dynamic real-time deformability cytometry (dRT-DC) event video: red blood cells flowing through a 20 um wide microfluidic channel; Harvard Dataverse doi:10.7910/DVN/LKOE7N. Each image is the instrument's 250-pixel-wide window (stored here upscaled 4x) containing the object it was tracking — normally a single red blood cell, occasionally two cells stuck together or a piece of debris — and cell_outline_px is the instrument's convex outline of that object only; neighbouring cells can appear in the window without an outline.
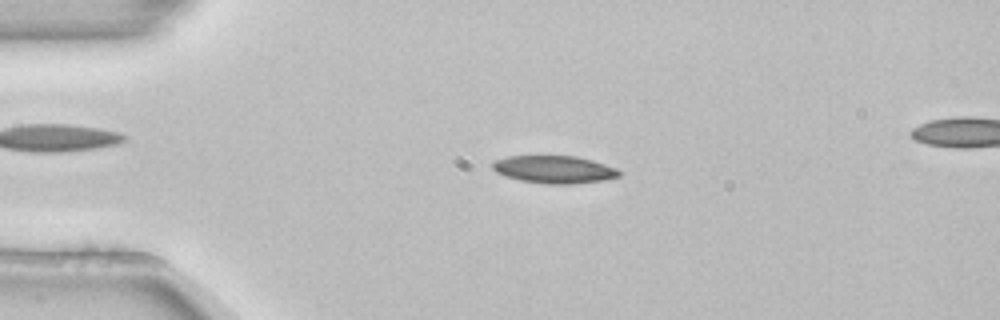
{"species": "common noctule bat (a hibernating species)", "species_latin": "Nyctalus noctula", "temperature_condition": "room temperature", "stored_images_in_passage": 54, "segment_of_instrument_passage": [1, 2], "camera_frame_rate_fps": 3000, "um_per_image_px": 0.085, "animal": {"sex": "female", "body_mass_g": 22.7, "forearm_length_mm": 54.2}, "frame": {"image": 1, "passage_image": 12, "time_ms": 3.667, "image_size_px": [1000, 320], "cell_outline_px": [[620, 176], [604, 180], [572, 184], [548, 184], [520, 180], [496, 172], [492, 168], [492, 164], [496, 160], [508, 156], [576, 156], [592, 160], [616, 168], [620, 172]], "centroid_in_image_um": [47.12, 14.4], "position_along_channel_um": 37.9, "area_um2": 20.17}}
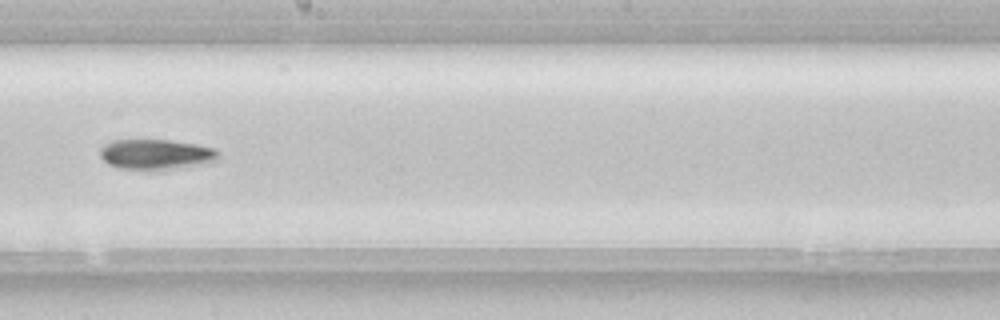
{"frame": {"image": 2, "passage_image": 30, "time_ms": 9.667, "image_size_px": [1000, 320], "cell_outline_px": [[220, 156], [216, 160], [204, 164], [180, 168], [120, 168], [108, 164], [100, 156], [100, 148], [104, 144], [112, 140], [168, 140], [196, 144], [216, 148], [220, 152]], "centroid_in_image_um": [13.3, 13.09], "position_along_channel_um": 234.9, "area_um2": 20.63}}
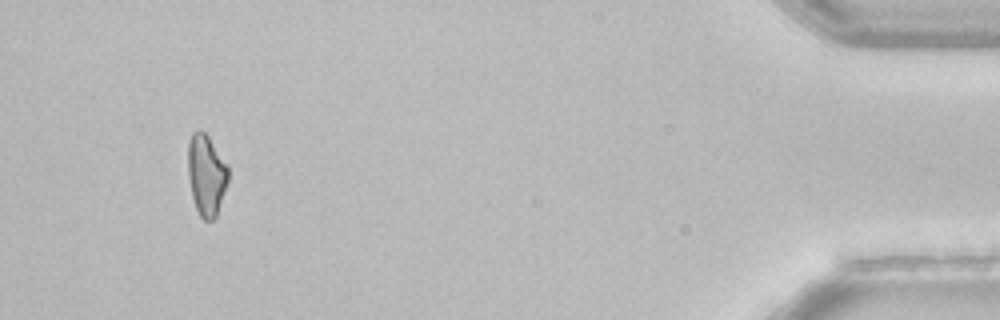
{"frame": {"image": 3, "passage_image": 50, "time_ms": 16.333, "image_size_px": [1000, 320], "cell_outline_px": [[228, 180], [216, 216], [212, 220], [204, 220], [200, 216], [196, 208], [192, 196], [188, 176], [188, 140], [192, 132], [200, 128], [208, 136], [228, 164]], "centroid_in_image_um": [17.53, 14.82], "position_along_channel_um": 417.7, "area_um2": 19.07}}